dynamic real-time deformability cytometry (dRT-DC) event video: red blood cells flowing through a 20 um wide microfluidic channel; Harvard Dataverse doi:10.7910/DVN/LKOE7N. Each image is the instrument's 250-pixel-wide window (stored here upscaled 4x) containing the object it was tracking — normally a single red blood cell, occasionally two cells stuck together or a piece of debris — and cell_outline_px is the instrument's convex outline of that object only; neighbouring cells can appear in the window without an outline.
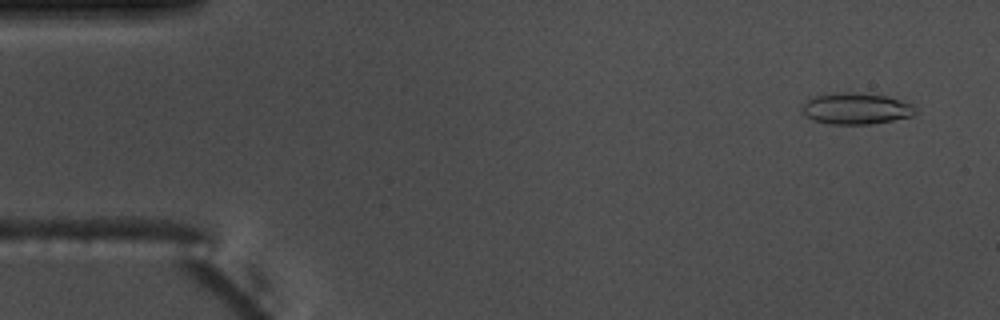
{"species": "common noctule bat (a hibernating species)", "species_latin": "Nyctalus noctula", "temperature_condition": "warm", "stored_images_in_passage": 55, "camera_frame_rate_fps": 3000, "um_per_image_px": 0.085, "animal": {"sex": "male", "body_mass_g": 17.5, "forearm_length_mm": 52.3}, "frame": {"image": 1, "passage_image": 4, "time_ms": 1.0, "image_size_px": [1000, 320], "cell_outline_px": [[916, 112], [912, 116], [872, 124], [828, 124], [812, 120], [804, 116], [804, 104], [808, 100], [816, 96], [840, 92], [848, 92], [888, 96], [912, 104], [916, 108]], "centroid_in_image_um": [72.79, 9.24], "position_along_channel_um": 12.2, "area_um2": 20.52}}
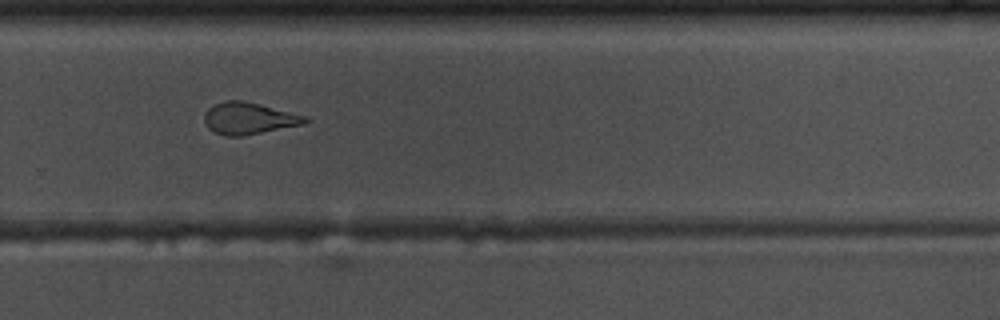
{"frame": {"image": 2, "passage_image": 37, "time_ms": 12.0, "image_size_px": [1000, 320], "cell_outline_px": [[308, 120], [304, 124], [240, 136], [228, 136], [216, 132], [208, 128], [204, 124], [204, 112], [208, 108], [224, 100], [240, 100], [308, 116]], "centroid_in_image_um": [21.12, 10.06], "position_along_channel_um": 308.7, "area_um2": 18.38}}
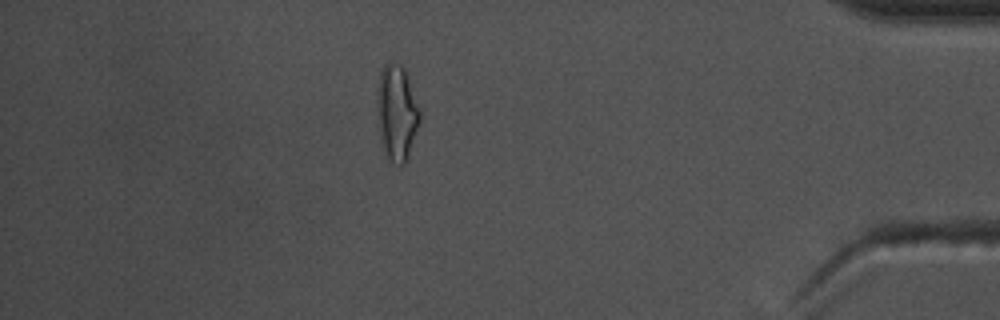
{"frame": {"image": 3, "passage_image": 48, "time_ms": 15.667, "image_size_px": [1000, 320], "cell_outline_px": [[420, 124], [408, 160], [404, 164], [400, 164], [388, 160], [384, 156], [380, 140], [376, 116], [376, 88], [380, 72], [384, 64], [388, 60], [396, 60], [404, 68], [420, 108]], "centroid_in_image_um": [33.7, 9.58], "position_along_channel_um": 401.5, "area_um2": 24.91}, "authors_computed_cell_mechanics": {"area_um2": 19.4208, "velocity_mm_per_s": 3.752, "shape_relaxation_time_tau1_ms": 7.4883, "shape_relaxation_time_tau2_ms": 2.5634, "deformation_change_tau1": 0.2199, "deformation_change_tau2": 0.1235}}